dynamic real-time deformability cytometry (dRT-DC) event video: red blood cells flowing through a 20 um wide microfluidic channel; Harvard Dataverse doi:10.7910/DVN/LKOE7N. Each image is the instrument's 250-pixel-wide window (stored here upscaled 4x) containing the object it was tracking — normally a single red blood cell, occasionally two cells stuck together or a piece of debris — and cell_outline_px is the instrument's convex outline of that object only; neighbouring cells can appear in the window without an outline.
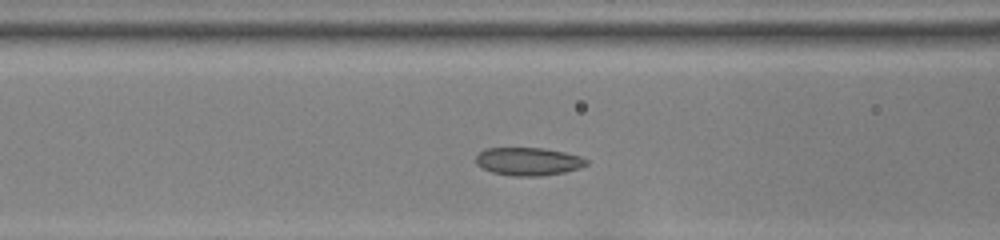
{"species": "common noctule bat (a hibernating species)", "species_latin": "Nyctalus noctula", "temperature_condition": "room temperature", "stored_images_in_passage": 40, "camera_frame_rate_fps": 3000, "um_per_image_px": 0.085, "animal": {"sex": "female", "body_mass_g": 22.0, "forearm_length_mm": 56.7}, "frame": {"image": 1, "passage_image": 10, "time_ms": 3.0, "image_size_px": [1000, 240], "cell_outline_px": [[588, 164], [580, 168], [564, 172], [540, 176], [508, 176], [492, 172], [476, 164], [476, 156], [484, 148], [544, 148], [564, 152], [580, 156], [588, 160]], "centroid_in_image_um": [44.91, 13.72], "position_along_channel_um": 121.7, "area_um2": 18.09}}
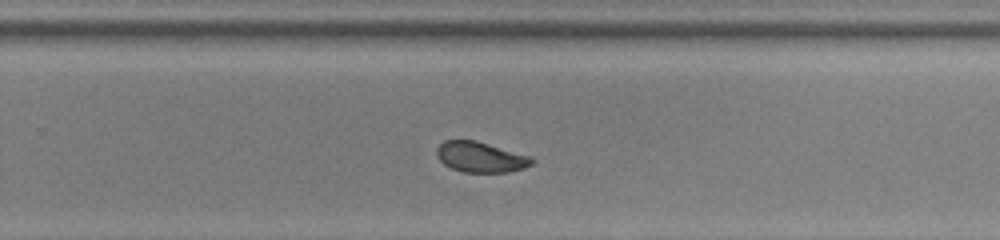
{"frame": {"image": 2, "passage_image": 23, "time_ms": 7.333, "image_size_px": [1000, 240], "cell_outline_px": [[536, 160], [532, 164], [524, 168], [508, 172], [464, 172], [452, 168], [444, 164], [436, 156], [436, 148], [444, 140], [476, 140], [532, 156]], "centroid_in_image_um": [40.87, 13.34], "position_along_channel_um": 288.9, "area_um2": 17.05}}
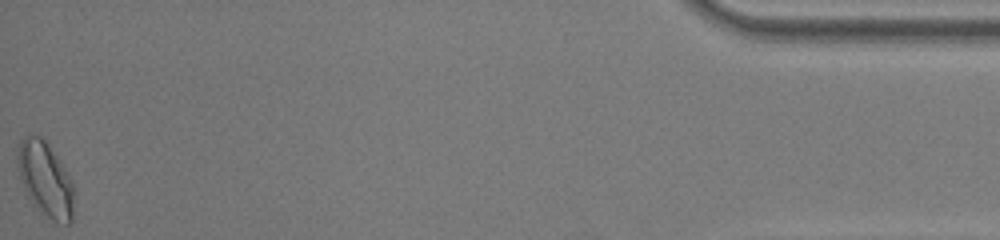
{"frame": {"image": 3, "passage_image": 40, "time_ms": 13.0, "image_size_px": [1000, 240], "cell_outline_px": [[72, 220], [68, 224], [52, 220], [40, 212], [28, 196], [20, 180], [16, 160], [16, 152], [20, 140], [28, 132], [40, 136], [48, 144], [60, 160], [72, 180]], "centroid_in_image_um": [3.81, 15.17], "position_along_channel_um": 431.4, "area_um2": 24.57}, "authors_computed_cell_mechanics": {"area_um2": 18.0914, "velocity_mm_per_s": 3.8748, "shape_relaxation_time_tau1_ms": null, "shape_relaxation_time_tau2_ms": 1.0712, "deformation_change_tau1": null, "deformation_change_tau2": 0.0583}}